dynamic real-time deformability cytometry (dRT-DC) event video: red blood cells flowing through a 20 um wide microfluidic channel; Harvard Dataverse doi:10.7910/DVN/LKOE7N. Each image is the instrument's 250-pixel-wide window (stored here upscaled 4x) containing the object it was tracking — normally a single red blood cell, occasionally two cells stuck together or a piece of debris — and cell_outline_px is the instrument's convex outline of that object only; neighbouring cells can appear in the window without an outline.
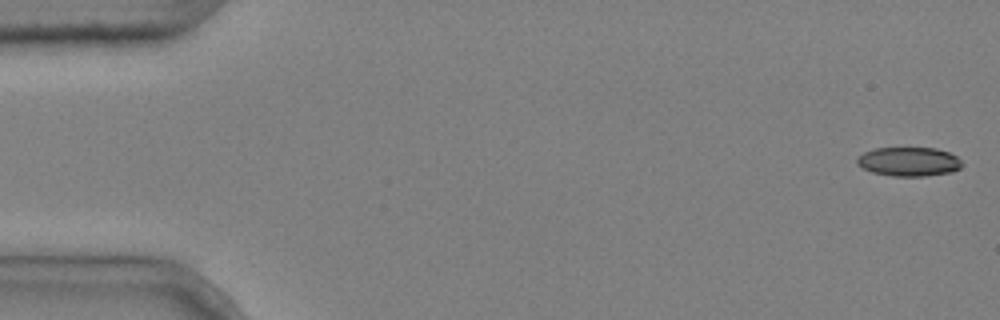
{"species": "common noctule bat (a hibernating species)", "species_latin": "Nyctalus noctula", "temperature_condition": "cold", "stored_images_in_passage": 5, "camera_frame_rate_fps": 3000, "um_per_image_px": 0.085, "animal": {"sex": "male", "body_mass_g": 20.4}, "frame": {"image": 1, "passage_image": 1, "time_ms": 0.0, "image_size_px": [1000, 320], "cell_outline_px": [[964, 164], [960, 168], [952, 172], [924, 176], [892, 176], [872, 172], [856, 164], [856, 156], [864, 152], [876, 148], [936, 148], [948, 152], [956, 156]], "centroid_in_image_um": [77.24, 13.74], "position_along_channel_um": 7.8, "area_um2": 17.86}}